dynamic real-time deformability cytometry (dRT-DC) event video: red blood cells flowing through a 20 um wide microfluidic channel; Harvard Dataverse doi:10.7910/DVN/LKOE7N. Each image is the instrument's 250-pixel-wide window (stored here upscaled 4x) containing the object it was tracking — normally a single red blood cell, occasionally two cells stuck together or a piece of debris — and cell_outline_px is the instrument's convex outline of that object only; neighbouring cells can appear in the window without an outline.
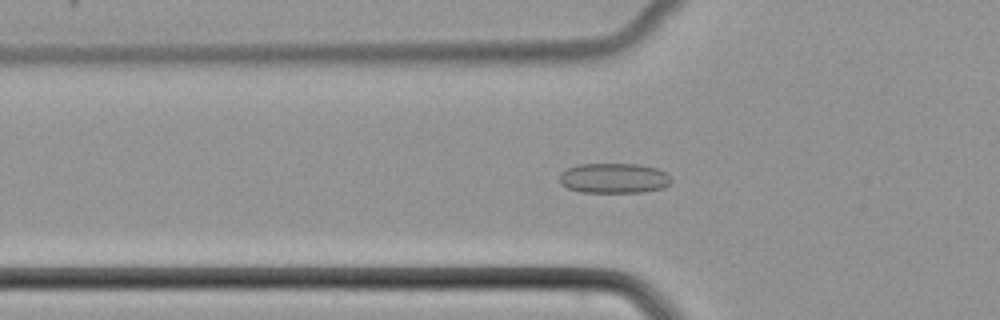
{"species": "common noctule bat (a hibernating species)", "species_latin": "Nyctalus noctula", "temperature_condition": "cold", "stored_images_in_passage": 53, "camera_frame_rate_fps": 3000, "um_per_image_px": 0.085, "animal": {"sex": "female", "body_mass_g": 22.7, "forearm_length_mm": 54.2}, "frame": {"image": 1, "passage_image": 19, "time_ms": 6.0, "image_size_px": [1000, 320], "cell_outline_px": [[672, 180], [664, 188], [644, 192], [580, 192], [568, 188], [560, 184], [560, 172], [576, 164], [640, 164], [656, 168], [664, 172]], "centroid_in_image_um": [52.16, 15.14], "position_along_channel_um": 73.6, "area_um2": 19.65}}
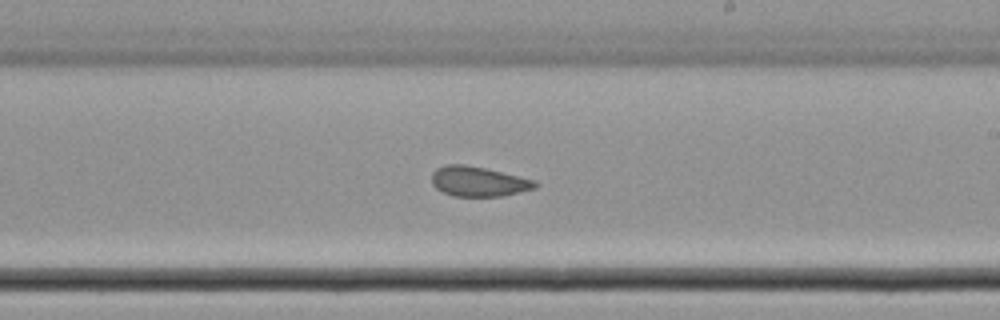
{"frame": {"image": 2, "passage_image": 32, "time_ms": 10.333, "image_size_px": [1000, 320], "cell_outline_px": [[536, 188], [504, 196], [452, 196], [436, 188], [432, 184], [432, 172], [436, 168], [448, 164], [464, 164], [484, 168], [536, 180]], "centroid_in_image_um": [40.65, 15.42], "position_along_channel_um": 248.3, "area_um2": 17.98}}
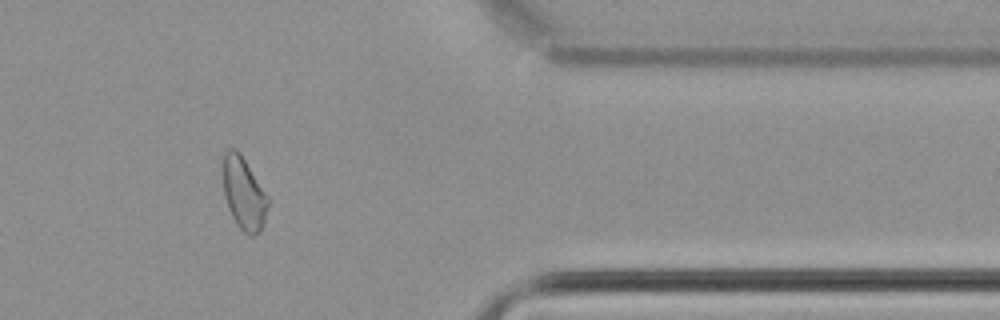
{"frame": {"image": 3, "passage_image": 44, "time_ms": 14.333, "image_size_px": [1000, 320], "cell_outline_px": [[268, 204], [264, 220], [260, 232], [252, 236], [244, 232], [236, 224], [228, 208], [224, 196], [224, 152], [228, 148], [236, 148], [240, 152], [268, 196]], "centroid_in_image_um": [20.72, 16.44], "position_along_channel_um": 390.7, "area_um2": 18.79}}